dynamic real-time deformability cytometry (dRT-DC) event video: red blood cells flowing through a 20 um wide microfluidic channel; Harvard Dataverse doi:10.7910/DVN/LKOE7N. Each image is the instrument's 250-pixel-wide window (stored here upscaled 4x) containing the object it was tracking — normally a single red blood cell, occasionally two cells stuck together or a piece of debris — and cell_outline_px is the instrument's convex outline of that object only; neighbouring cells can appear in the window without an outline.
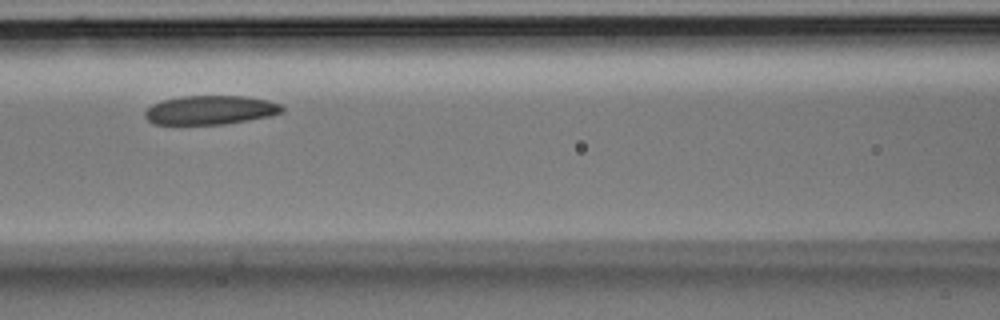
{"species": "Egyptian fruit bat (a non-hibernating species)", "species_latin": "Rousettus aegyptiacus", "temperature_condition": "room temperature", "stored_images_in_passage": 6, "camera_frame_rate_fps": 3000, "um_per_image_px": 0.085, "animal": {"sex": "male"}, "frame": {"image": 1, "passage_image": 6, "time_ms": 1.667, "image_size_px": [1000, 320], "cell_outline_px": [[284, 112], [268, 116], [248, 120], [224, 124], [156, 124], [148, 120], [144, 116], [144, 112], [152, 104], [164, 100], [180, 96], [244, 96], [268, 100], [280, 104], [284, 108]], "centroid_in_image_um": [17.89, 9.35], "position_along_channel_um": 148.7, "area_um2": 23.06}}